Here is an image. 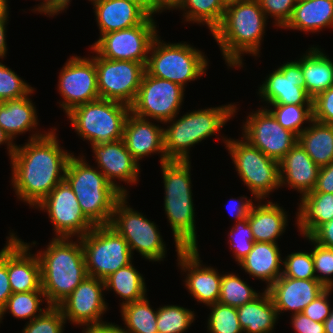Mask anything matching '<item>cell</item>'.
Segmentation results:
<instances>
[{"label": "cell", "instance_id": "cell-1", "mask_svg": "<svg viewBox=\"0 0 333 333\" xmlns=\"http://www.w3.org/2000/svg\"><path fill=\"white\" fill-rule=\"evenodd\" d=\"M57 129L17 145L11 156V185L15 197L34 208L65 178L73 153L60 146Z\"/></svg>", "mask_w": 333, "mask_h": 333}, {"label": "cell", "instance_id": "cell-2", "mask_svg": "<svg viewBox=\"0 0 333 333\" xmlns=\"http://www.w3.org/2000/svg\"><path fill=\"white\" fill-rule=\"evenodd\" d=\"M268 22L258 0H249L225 9L221 24L212 32L228 68L243 69L245 54L260 57Z\"/></svg>", "mask_w": 333, "mask_h": 333}, {"label": "cell", "instance_id": "cell-3", "mask_svg": "<svg viewBox=\"0 0 333 333\" xmlns=\"http://www.w3.org/2000/svg\"><path fill=\"white\" fill-rule=\"evenodd\" d=\"M39 250L41 285L49 306H58L88 276L80 238L53 237Z\"/></svg>", "mask_w": 333, "mask_h": 333}, {"label": "cell", "instance_id": "cell-4", "mask_svg": "<svg viewBox=\"0 0 333 333\" xmlns=\"http://www.w3.org/2000/svg\"><path fill=\"white\" fill-rule=\"evenodd\" d=\"M164 184V210L176 252L198 248L190 160H167L160 164Z\"/></svg>", "mask_w": 333, "mask_h": 333}, {"label": "cell", "instance_id": "cell-5", "mask_svg": "<svg viewBox=\"0 0 333 333\" xmlns=\"http://www.w3.org/2000/svg\"><path fill=\"white\" fill-rule=\"evenodd\" d=\"M237 105L230 103L217 107L186 112L183 116L165 122L164 151L168 160H190L191 147L206 138L217 135L226 123L237 115ZM178 118V119H177ZM219 132V133H218Z\"/></svg>", "mask_w": 333, "mask_h": 333}, {"label": "cell", "instance_id": "cell-6", "mask_svg": "<svg viewBox=\"0 0 333 333\" xmlns=\"http://www.w3.org/2000/svg\"><path fill=\"white\" fill-rule=\"evenodd\" d=\"M64 180L69 184L82 212L94 225H110L115 204L123 194L82 154L67 163Z\"/></svg>", "mask_w": 333, "mask_h": 333}, {"label": "cell", "instance_id": "cell-7", "mask_svg": "<svg viewBox=\"0 0 333 333\" xmlns=\"http://www.w3.org/2000/svg\"><path fill=\"white\" fill-rule=\"evenodd\" d=\"M204 53L186 42H164L158 34L151 44L145 71L186 88L188 82L207 72L209 61Z\"/></svg>", "mask_w": 333, "mask_h": 333}, {"label": "cell", "instance_id": "cell-8", "mask_svg": "<svg viewBox=\"0 0 333 333\" xmlns=\"http://www.w3.org/2000/svg\"><path fill=\"white\" fill-rule=\"evenodd\" d=\"M130 106L99 98L73 108L66 114L72 129L91 145L122 140Z\"/></svg>", "mask_w": 333, "mask_h": 333}, {"label": "cell", "instance_id": "cell-9", "mask_svg": "<svg viewBox=\"0 0 333 333\" xmlns=\"http://www.w3.org/2000/svg\"><path fill=\"white\" fill-rule=\"evenodd\" d=\"M240 138L223 136L221 139L226 145L237 175L250 190L252 197L256 200H266L271 192L281 188L279 162Z\"/></svg>", "mask_w": 333, "mask_h": 333}, {"label": "cell", "instance_id": "cell-10", "mask_svg": "<svg viewBox=\"0 0 333 333\" xmlns=\"http://www.w3.org/2000/svg\"><path fill=\"white\" fill-rule=\"evenodd\" d=\"M129 197L123 195L115 204L110 226L126 240L132 255L136 250L149 262L164 261L167 248L159 226L133 209L127 201Z\"/></svg>", "mask_w": 333, "mask_h": 333}, {"label": "cell", "instance_id": "cell-11", "mask_svg": "<svg viewBox=\"0 0 333 333\" xmlns=\"http://www.w3.org/2000/svg\"><path fill=\"white\" fill-rule=\"evenodd\" d=\"M80 240L88 276L104 281L133 262L128 243L110 225H95Z\"/></svg>", "mask_w": 333, "mask_h": 333}, {"label": "cell", "instance_id": "cell-12", "mask_svg": "<svg viewBox=\"0 0 333 333\" xmlns=\"http://www.w3.org/2000/svg\"><path fill=\"white\" fill-rule=\"evenodd\" d=\"M157 22L150 14L141 24L99 36L90 47L101 57L147 63L149 50L158 35Z\"/></svg>", "mask_w": 333, "mask_h": 333}, {"label": "cell", "instance_id": "cell-13", "mask_svg": "<svg viewBox=\"0 0 333 333\" xmlns=\"http://www.w3.org/2000/svg\"><path fill=\"white\" fill-rule=\"evenodd\" d=\"M184 92L185 88L181 85L145 72L136 99L130 106V112L144 119H154L155 122L164 125L180 114Z\"/></svg>", "mask_w": 333, "mask_h": 333}, {"label": "cell", "instance_id": "cell-14", "mask_svg": "<svg viewBox=\"0 0 333 333\" xmlns=\"http://www.w3.org/2000/svg\"><path fill=\"white\" fill-rule=\"evenodd\" d=\"M95 61L99 96L131 106L136 99L145 65L135 61L110 60L99 56L91 47Z\"/></svg>", "mask_w": 333, "mask_h": 333}, {"label": "cell", "instance_id": "cell-15", "mask_svg": "<svg viewBox=\"0 0 333 333\" xmlns=\"http://www.w3.org/2000/svg\"><path fill=\"white\" fill-rule=\"evenodd\" d=\"M34 208L47 212L54 237L81 238L95 227L82 212L76 195L65 180Z\"/></svg>", "mask_w": 333, "mask_h": 333}, {"label": "cell", "instance_id": "cell-16", "mask_svg": "<svg viewBox=\"0 0 333 333\" xmlns=\"http://www.w3.org/2000/svg\"><path fill=\"white\" fill-rule=\"evenodd\" d=\"M241 128L244 140L278 162L298 142V137L284 129L263 106L249 113Z\"/></svg>", "mask_w": 333, "mask_h": 333}, {"label": "cell", "instance_id": "cell-17", "mask_svg": "<svg viewBox=\"0 0 333 333\" xmlns=\"http://www.w3.org/2000/svg\"><path fill=\"white\" fill-rule=\"evenodd\" d=\"M57 90L65 115L73 108L100 98L95 61L91 57L70 56L59 72Z\"/></svg>", "mask_w": 333, "mask_h": 333}, {"label": "cell", "instance_id": "cell-18", "mask_svg": "<svg viewBox=\"0 0 333 333\" xmlns=\"http://www.w3.org/2000/svg\"><path fill=\"white\" fill-rule=\"evenodd\" d=\"M266 75L258 87L257 94L266 106L270 104L312 105V98L305 90V80L300 66V58L281 64ZM268 105V106H267Z\"/></svg>", "mask_w": 333, "mask_h": 333}, {"label": "cell", "instance_id": "cell-19", "mask_svg": "<svg viewBox=\"0 0 333 333\" xmlns=\"http://www.w3.org/2000/svg\"><path fill=\"white\" fill-rule=\"evenodd\" d=\"M104 293V281L87 276L58 307L66 322L73 325L86 327L103 323L106 322L102 320L103 315L109 309Z\"/></svg>", "mask_w": 333, "mask_h": 333}, {"label": "cell", "instance_id": "cell-20", "mask_svg": "<svg viewBox=\"0 0 333 333\" xmlns=\"http://www.w3.org/2000/svg\"><path fill=\"white\" fill-rule=\"evenodd\" d=\"M176 257L177 266L186 275L183 281L190 295L206 306L217 303L222 274L216 268L203 265L198 248L181 249Z\"/></svg>", "mask_w": 333, "mask_h": 333}, {"label": "cell", "instance_id": "cell-21", "mask_svg": "<svg viewBox=\"0 0 333 333\" xmlns=\"http://www.w3.org/2000/svg\"><path fill=\"white\" fill-rule=\"evenodd\" d=\"M97 168L106 179L123 195L130 191L116 180L124 183L137 184L139 182L140 165L130 154L123 140L91 145Z\"/></svg>", "mask_w": 333, "mask_h": 333}, {"label": "cell", "instance_id": "cell-22", "mask_svg": "<svg viewBox=\"0 0 333 333\" xmlns=\"http://www.w3.org/2000/svg\"><path fill=\"white\" fill-rule=\"evenodd\" d=\"M9 233L8 276L12 293L43 291L40 262L37 254L30 252L37 242L26 243L13 231Z\"/></svg>", "mask_w": 333, "mask_h": 333}, {"label": "cell", "instance_id": "cell-23", "mask_svg": "<svg viewBox=\"0 0 333 333\" xmlns=\"http://www.w3.org/2000/svg\"><path fill=\"white\" fill-rule=\"evenodd\" d=\"M126 148L140 164V160L154 153L160 154V164L167 161L164 151V127L130 112L127 115L123 138ZM149 155V156H148Z\"/></svg>", "mask_w": 333, "mask_h": 333}, {"label": "cell", "instance_id": "cell-24", "mask_svg": "<svg viewBox=\"0 0 333 333\" xmlns=\"http://www.w3.org/2000/svg\"><path fill=\"white\" fill-rule=\"evenodd\" d=\"M278 316L284 312L291 315L302 313L326 288L316 279H295L281 275L268 289Z\"/></svg>", "mask_w": 333, "mask_h": 333}, {"label": "cell", "instance_id": "cell-25", "mask_svg": "<svg viewBox=\"0 0 333 333\" xmlns=\"http://www.w3.org/2000/svg\"><path fill=\"white\" fill-rule=\"evenodd\" d=\"M93 4L100 36L141 24L150 13L135 0H88Z\"/></svg>", "mask_w": 333, "mask_h": 333}, {"label": "cell", "instance_id": "cell-26", "mask_svg": "<svg viewBox=\"0 0 333 333\" xmlns=\"http://www.w3.org/2000/svg\"><path fill=\"white\" fill-rule=\"evenodd\" d=\"M319 167L297 142L279 161L280 187H289L300 196L312 192L317 184Z\"/></svg>", "mask_w": 333, "mask_h": 333}, {"label": "cell", "instance_id": "cell-27", "mask_svg": "<svg viewBox=\"0 0 333 333\" xmlns=\"http://www.w3.org/2000/svg\"><path fill=\"white\" fill-rule=\"evenodd\" d=\"M33 91L35 88L27 96L0 102V127L13 142H16L14 140L18 135L25 134L27 131L32 130L31 132H33L30 134L29 140L39 138L47 133V131H41V133L37 129L39 123L37 109L30 98L35 93Z\"/></svg>", "mask_w": 333, "mask_h": 333}, {"label": "cell", "instance_id": "cell-28", "mask_svg": "<svg viewBox=\"0 0 333 333\" xmlns=\"http://www.w3.org/2000/svg\"><path fill=\"white\" fill-rule=\"evenodd\" d=\"M256 202L252 205L247 218L254 242L278 243L279 237L286 232L288 226L287 212L279 206L280 204L271 200Z\"/></svg>", "mask_w": 333, "mask_h": 333}, {"label": "cell", "instance_id": "cell-29", "mask_svg": "<svg viewBox=\"0 0 333 333\" xmlns=\"http://www.w3.org/2000/svg\"><path fill=\"white\" fill-rule=\"evenodd\" d=\"M279 248L278 243L254 242L238 265L250 277L264 281L268 289L282 275L283 257Z\"/></svg>", "mask_w": 333, "mask_h": 333}, {"label": "cell", "instance_id": "cell-30", "mask_svg": "<svg viewBox=\"0 0 333 333\" xmlns=\"http://www.w3.org/2000/svg\"><path fill=\"white\" fill-rule=\"evenodd\" d=\"M333 27V0H297L292 16L283 27L316 33Z\"/></svg>", "mask_w": 333, "mask_h": 333}, {"label": "cell", "instance_id": "cell-31", "mask_svg": "<svg viewBox=\"0 0 333 333\" xmlns=\"http://www.w3.org/2000/svg\"><path fill=\"white\" fill-rule=\"evenodd\" d=\"M299 200L295 222L300 235L311 236L321 225L333 219V193L310 192Z\"/></svg>", "mask_w": 333, "mask_h": 333}, {"label": "cell", "instance_id": "cell-32", "mask_svg": "<svg viewBox=\"0 0 333 333\" xmlns=\"http://www.w3.org/2000/svg\"><path fill=\"white\" fill-rule=\"evenodd\" d=\"M237 313L244 333H273L279 318L272 297L265 288L252 301L237 307Z\"/></svg>", "mask_w": 333, "mask_h": 333}, {"label": "cell", "instance_id": "cell-33", "mask_svg": "<svg viewBox=\"0 0 333 333\" xmlns=\"http://www.w3.org/2000/svg\"><path fill=\"white\" fill-rule=\"evenodd\" d=\"M300 66L305 80V90L314 99L333 86V60L323 49L314 45L300 57Z\"/></svg>", "mask_w": 333, "mask_h": 333}, {"label": "cell", "instance_id": "cell-34", "mask_svg": "<svg viewBox=\"0 0 333 333\" xmlns=\"http://www.w3.org/2000/svg\"><path fill=\"white\" fill-rule=\"evenodd\" d=\"M298 135V143L319 167L333 161V126L312 120Z\"/></svg>", "mask_w": 333, "mask_h": 333}, {"label": "cell", "instance_id": "cell-35", "mask_svg": "<svg viewBox=\"0 0 333 333\" xmlns=\"http://www.w3.org/2000/svg\"><path fill=\"white\" fill-rule=\"evenodd\" d=\"M144 278L137 268L130 263L104 280L105 291H114L121 298L120 307H122L146 297L147 287Z\"/></svg>", "mask_w": 333, "mask_h": 333}, {"label": "cell", "instance_id": "cell-36", "mask_svg": "<svg viewBox=\"0 0 333 333\" xmlns=\"http://www.w3.org/2000/svg\"><path fill=\"white\" fill-rule=\"evenodd\" d=\"M127 333H158V308L153 309L147 296L142 300L125 304L120 308Z\"/></svg>", "mask_w": 333, "mask_h": 333}, {"label": "cell", "instance_id": "cell-37", "mask_svg": "<svg viewBox=\"0 0 333 333\" xmlns=\"http://www.w3.org/2000/svg\"><path fill=\"white\" fill-rule=\"evenodd\" d=\"M177 10L183 11V22L206 24L211 34L221 24L225 13L221 0H185Z\"/></svg>", "mask_w": 333, "mask_h": 333}, {"label": "cell", "instance_id": "cell-38", "mask_svg": "<svg viewBox=\"0 0 333 333\" xmlns=\"http://www.w3.org/2000/svg\"><path fill=\"white\" fill-rule=\"evenodd\" d=\"M45 301V308H41V305ZM48 307L49 305L43 291L12 293L6 305L0 310V323H2L3 317L8 312L18 320L27 319L30 322L32 319L40 316Z\"/></svg>", "mask_w": 333, "mask_h": 333}, {"label": "cell", "instance_id": "cell-39", "mask_svg": "<svg viewBox=\"0 0 333 333\" xmlns=\"http://www.w3.org/2000/svg\"><path fill=\"white\" fill-rule=\"evenodd\" d=\"M267 109L284 129L293 132L297 137L307 128L304 124L313 120L312 105L270 104Z\"/></svg>", "mask_w": 333, "mask_h": 333}, {"label": "cell", "instance_id": "cell-40", "mask_svg": "<svg viewBox=\"0 0 333 333\" xmlns=\"http://www.w3.org/2000/svg\"><path fill=\"white\" fill-rule=\"evenodd\" d=\"M225 273L222 274L219 303L237 308L252 301L260 294L238 274Z\"/></svg>", "mask_w": 333, "mask_h": 333}, {"label": "cell", "instance_id": "cell-41", "mask_svg": "<svg viewBox=\"0 0 333 333\" xmlns=\"http://www.w3.org/2000/svg\"><path fill=\"white\" fill-rule=\"evenodd\" d=\"M195 312L178 305H164L158 308V333H184L195 321Z\"/></svg>", "mask_w": 333, "mask_h": 333}, {"label": "cell", "instance_id": "cell-42", "mask_svg": "<svg viewBox=\"0 0 333 333\" xmlns=\"http://www.w3.org/2000/svg\"><path fill=\"white\" fill-rule=\"evenodd\" d=\"M208 333H244L238 320L237 308L219 302L208 305Z\"/></svg>", "mask_w": 333, "mask_h": 333}, {"label": "cell", "instance_id": "cell-43", "mask_svg": "<svg viewBox=\"0 0 333 333\" xmlns=\"http://www.w3.org/2000/svg\"><path fill=\"white\" fill-rule=\"evenodd\" d=\"M302 237L309 240L311 245H313L311 251L314 261L316 280L319 281L326 289H333V249L318 244L310 236Z\"/></svg>", "mask_w": 333, "mask_h": 333}, {"label": "cell", "instance_id": "cell-44", "mask_svg": "<svg viewBox=\"0 0 333 333\" xmlns=\"http://www.w3.org/2000/svg\"><path fill=\"white\" fill-rule=\"evenodd\" d=\"M282 275L295 279H316L312 251L288 254L283 259Z\"/></svg>", "mask_w": 333, "mask_h": 333}, {"label": "cell", "instance_id": "cell-45", "mask_svg": "<svg viewBox=\"0 0 333 333\" xmlns=\"http://www.w3.org/2000/svg\"><path fill=\"white\" fill-rule=\"evenodd\" d=\"M66 320L58 306H49L40 316L28 321L22 333H63Z\"/></svg>", "mask_w": 333, "mask_h": 333}, {"label": "cell", "instance_id": "cell-46", "mask_svg": "<svg viewBox=\"0 0 333 333\" xmlns=\"http://www.w3.org/2000/svg\"><path fill=\"white\" fill-rule=\"evenodd\" d=\"M34 88L0 62V102L27 96Z\"/></svg>", "mask_w": 333, "mask_h": 333}, {"label": "cell", "instance_id": "cell-47", "mask_svg": "<svg viewBox=\"0 0 333 333\" xmlns=\"http://www.w3.org/2000/svg\"><path fill=\"white\" fill-rule=\"evenodd\" d=\"M228 233L230 251L237 264L252 250L254 238L247 218L237 221Z\"/></svg>", "mask_w": 333, "mask_h": 333}, {"label": "cell", "instance_id": "cell-48", "mask_svg": "<svg viewBox=\"0 0 333 333\" xmlns=\"http://www.w3.org/2000/svg\"><path fill=\"white\" fill-rule=\"evenodd\" d=\"M258 2L267 19L273 18L274 26L283 29L292 16L297 0H258Z\"/></svg>", "mask_w": 333, "mask_h": 333}, {"label": "cell", "instance_id": "cell-49", "mask_svg": "<svg viewBox=\"0 0 333 333\" xmlns=\"http://www.w3.org/2000/svg\"><path fill=\"white\" fill-rule=\"evenodd\" d=\"M313 120L333 126V86L312 100Z\"/></svg>", "mask_w": 333, "mask_h": 333}, {"label": "cell", "instance_id": "cell-50", "mask_svg": "<svg viewBox=\"0 0 333 333\" xmlns=\"http://www.w3.org/2000/svg\"><path fill=\"white\" fill-rule=\"evenodd\" d=\"M332 291L333 289H326L308 306H306L302 313L315 322L324 323V321L330 315L331 304L328 298Z\"/></svg>", "mask_w": 333, "mask_h": 333}, {"label": "cell", "instance_id": "cell-51", "mask_svg": "<svg viewBox=\"0 0 333 333\" xmlns=\"http://www.w3.org/2000/svg\"><path fill=\"white\" fill-rule=\"evenodd\" d=\"M5 246L0 250V310L12 295L8 276V236Z\"/></svg>", "mask_w": 333, "mask_h": 333}, {"label": "cell", "instance_id": "cell-52", "mask_svg": "<svg viewBox=\"0 0 333 333\" xmlns=\"http://www.w3.org/2000/svg\"><path fill=\"white\" fill-rule=\"evenodd\" d=\"M290 319L295 333H325L324 323L315 322L303 313L293 314Z\"/></svg>", "mask_w": 333, "mask_h": 333}, {"label": "cell", "instance_id": "cell-53", "mask_svg": "<svg viewBox=\"0 0 333 333\" xmlns=\"http://www.w3.org/2000/svg\"><path fill=\"white\" fill-rule=\"evenodd\" d=\"M252 198L254 197L248 199L246 196H241L240 199L237 200L235 198H230L228 201L229 203H227V210H229L228 212L232 219L234 218L236 220L235 222L248 218L249 211L254 204L253 201H257Z\"/></svg>", "mask_w": 333, "mask_h": 333}, {"label": "cell", "instance_id": "cell-54", "mask_svg": "<svg viewBox=\"0 0 333 333\" xmlns=\"http://www.w3.org/2000/svg\"><path fill=\"white\" fill-rule=\"evenodd\" d=\"M312 192L333 193V161L319 169L317 184Z\"/></svg>", "mask_w": 333, "mask_h": 333}, {"label": "cell", "instance_id": "cell-55", "mask_svg": "<svg viewBox=\"0 0 333 333\" xmlns=\"http://www.w3.org/2000/svg\"><path fill=\"white\" fill-rule=\"evenodd\" d=\"M72 0H45L34 12L44 14L45 16L54 17L64 10L68 9L69 4Z\"/></svg>", "mask_w": 333, "mask_h": 333}, {"label": "cell", "instance_id": "cell-56", "mask_svg": "<svg viewBox=\"0 0 333 333\" xmlns=\"http://www.w3.org/2000/svg\"><path fill=\"white\" fill-rule=\"evenodd\" d=\"M310 237L318 244L333 249V219L321 225Z\"/></svg>", "mask_w": 333, "mask_h": 333}, {"label": "cell", "instance_id": "cell-57", "mask_svg": "<svg viewBox=\"0 0 333 333\" xmlns=\"http://www.w3.org/2000/svg\"><path fill=\"white\" fill-rule=\"evenodd\" d=\"M82 328L84 333H127L123 327L108 321Z\"/></svg>", "mask_w": 333, "mask_h": 333}, {"label": "cell", "instance_id": "cell-58", "mask_svg": "<svg viewBox=\"0 0 333 333\" xmlns=\"http://www.w3.org/2000/svg\"><path fill=\"white\" fill-rule=\"evenodd\" d=\"M9 15H0V59L6 57L8 47L6 42V26L8 25Z\"/></svg>", "mask_w": 333, "mask_h": 333}, {"label": "cell", "instance_id": "cell-59", "mask_svg": "<svg viewBox=\"0 0 333 333\" xmlns=\"http://www.w3.org/2000/svg\"><path fill=\"white\" fill-rule=\"evenodd\" d=\"M185 0H156V14L165 10H177Z\"/></svg>", "mask_w": 333, "mask_h": 333}, {"label": "cell", "instance_id": "cell-60", "mask_svg": "<svg viewBox=\"0 0 333 333\" xmlns=\"http://www.w3.org/2000/svg\"><path fill=\"white\" fill-rule=\"evenodd\" d=\"M7 146L8 156L11 159V156L13 155L16 144L10 139V137L4 132V130L0 127V146L1 145Z\"/></svg>", "mask_w": 333, "mask_h": 333}, {"label": "cell", "instance_id": "cell-61", "mask_svg": "<svg viewBox=\"0 0 333 333\" xmlns=\"http://www.w3.org/2000/svg\"><path fill=\"white\" fill-rule=\"evenodd\" d=\"M140 3L150 14H156V0H135Z\"/></svg>", "mask_w": 333, "mask_h": 333}, {"label": "cell", "instance_id": "cell-62", "mask_svg": "<svg viewBox=\"0 0 333 333\" xmlns=\"http://www.w3.org/2000/svg\"><path fill=\"white\" fill-rule=\"evenodd\" d=\"M325 333H333V307L331 308L330 315L324 321Z\"/></svg>", "mask_w": 333, "mask_h": 333}, {"label": "cell", "instance_id": "cell-63", "mask_svg": "<svg viewBox=\"0 0 333 333\" xmlns=\"http://www.w3.org/2000/svg\"><path fill=\"white\" fill-rule=\"evenodd\" d=\"M9 0H0V15H9Z\"/></svg>", "mask_w": 333, "mask_h": 333}, {"label": "cell", "instance_id": "cell-64", "mask_svg": "<svg viewBox=\"0 0 333 333\" xmlns=\"http://www.w3.org/2000/svg\"><path fill=\"white\" fill-rule=\"evenodd\" d=\"M249 0H221L223 7L226 9L232 5H236L241 2H245Z\"/></svg>", "mask_w": 333, "mask_h": 333}, {"label": "cell", "instance_id": "cell-65", "mask_svg": "<svg viewBox=\"0 0 333 333\" xmlns=\"http://www.w3.org/2000/svg\"><path fill=\"white\" fill-rule=\"evenodd\" d=\"M40 1H42V2H40L36 7L34 6V9H32V12L35 11L41 4H43L45 2V0H40Z\"/></svg>", "mask_w": 333, "mask_h": 333}]
</instances>
